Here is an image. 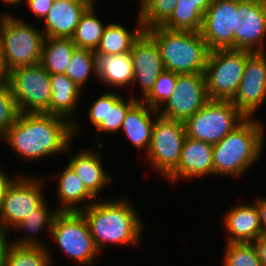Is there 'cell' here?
<instances>
[{
  "instance_id": "obj_1",
  "label": "cell",
  "mask_w": 266,
  "mask_h": 266,
  "mask_svg": "<svg viewBox=\"0 0 266 266\" xmlns=\"http://www.w3.org/2000/svg\"><path fill=\"white\" fill-rule=\"evenodd\" d=\"M19 157L32 162L62 154L73 144V125L65 118L47 113H19L2 140Z\"/></svg>"
},
{
  "instance_id": "obj_2",
  "label": "cell",
  "mask_w": 266,
  "mask_h": 266,
  "mask_svg": "<svg viewBox=\"0 0 266 266\" xmlns=\"http://www.w3.org/2000/svg\"><path fill=\"white\" fill-rule=\"evenodd\" d=\"M131 202L127 197L117 200L98 198L80 211L100 252L111 244L137 247L142 242L145 222Z\"/></svg>"
},
{
  "instance_id": "obj_3",
  "label": "cell",
  "mask_w": 266,
  "mask_h": 266,
  "mask_svg": "<svg viewBox=\"0 0 266 266\" xmlns=\"http://www.w3.org/2000/svg\"><path fill=\"white\" fill-rule=\"evenodd\" d=\"M264 123L245 118L223 140L213 145V176L240 178L264 154ZM244 173V174H243Z\"/></svg>"
},
{
  "instance_id": "obj_4",
  "label": "cell",
  "mask_w": 266,
  "mask_h": 266,
  "mask_svg": "<svg viewBox=\"0 0 266 266\" xmlns=\"http://www.w3.org/2000/svg\"><path fill=\"white\" fill-rule=\"evenodd\" d=\"M156 41L165 70L176 74L204 73L210 50L200 32L146 30Z\"/></svg>"
},
{
  "instance_id": "obj_5",
  "label": "cell",
  "mask_w": 266,
  "mask_h": 266,
  "mask_svg": "<svg viewBox=\"0 0 266 266\" xmlns=\"http://www.w3.org/2000/svg\"><path fill=\"white\" fill-rule=\"evenodd\" d=\"M24 20L0 11V52L7 73L18 67L36 65L41 60L45 35Z\"/></svg>"
},
{
  "instance_id": "obj_6",
  "label": "cell",
  "mask_w": 266,
  "mask_h": 266,
  "mask_svg": "<svg viewBox=\"0 0 266 266\" xmlns=\"http://www.w3.org/2000/svg\"><path fill=\"white\" fill-rule=\"evenodd\" d=\"M16 174L3 194L0 209V233L3 234H9V230L15 228L47 200L44 196V183L47 182L45 177Z\"/></svg>"
},
{
  "instance_id": "obj_7",
  "label": "cell",
  "mask_w": 266,
  "mask_h": 266,
  "mask_svg": "<svg viewBox=\"0 0 266 266\" xmlns=\"http://www.w3.org/2000/svg\"><path fill=\"white\" fill-rule=\"evenodd\" d=\"M62 253L80 266H95L100 251L81 212H59L50 233Z\"/></svg>"
},
{
  "instance_id": "obj_8",
  "label": "cell",
  "mask_w": 266,
  "mask_h": 266,
  "mask_svg": "<svg viewBox=\"0 0 266 266\" xmlns=\"http://www.w3.org/2000/svg\"><path fill=\"white\" fill-rule=\"evenodd\" d=\"M250 53L237 49L210 51L204 71L210 100L231 101L235 97Z\"/></svg>"
},
{
  "instance_id": "obj_9",
  "label": "cell",
  "mask_w": 266,
  "mask_h": 266,
  "mask_svg": "<svg viewBox=\"0 0 266 266\" xmlns=\"http://www.w3.org/2000/svg\"><path fill=\"white\" fill-rule=\"evenodd\" d=\"M245 118L231 101L209 100L184 122L186 135L214 145L223 140Z\"/></svg>"
},
{
  "instance_id": "obj_10",
  "label": "cell",
  "mask_w": 266,
  "mask_h": 266,
  "mask_svg": "<svg viewBox=\"0 0 266 266\" xmlns=\"http://www.w3.org/2000/svg\"><path fill=\"white\" fill-rule=\"evenodd\" d=\"M7 84L19 113L50 114V74L40 63L11 70L8 72Z\"/></svg>"
},
{
  "instance_id": "obj_11",
  "label": "cell",
  "mask_w": 266,
  "mask_h": 266,
  "mask_svg": "<svg viewBox=\"0 0 266 266\" xmlns=\"http://www.w3.org/2000/svg\"><path fill=\"white\" fill-rule=\"evenodd\" d=\"M186 137L184 122L156 118L151 144L144 157L161 178L166 180L176 170Z\"/></svg>"
},
{
  "instance_id": "obj_12",
  "label": "cell",
  "mask_w": 266,
  "mask_h": 266,
  "mask_svg": "<svg viewBox=\"0 0 266 266\" xmlns=\"http://www.w3.org/2000/svg\"><path fill=\"white\" fill-rule=\"evenodd\" d=\"M209 100L204 73L178 74L172 95L157 110L158 115L185 122Z\"/></svg>"
},
{
  "instance_id": "obj_13",
  "label": "cell",
  "mask_w": 266,
  "mask_h": 266,
  "mask_svg": "<svg viewBox=\"0 0 266 266\" xmlns=\"http://www.w3.org/2000/svg\"><path fill=\"white\" fill-rule=\"evenodd\" d=\"M266 0H237L234 49L266 52Z\"/></svg>"
},
{
  "instance_id": "obj_14",
  "label": "cell",
  "mask_w": 266,
  "mask_h": 266,
  "mask_svg": "<svg viewBox=\"0 0 266 266\" xmlns=\"http://www.w3.org/2000/svg\"><path fill=\"white\" fill-rule=\"evenodd\" d=\"M266 100V52L247 56L243 76L231 102L246 117L254 118Z\"/></svg>"
},
{
  "instance_id": "obj_15",
  "label": "cell",
  "mask_w": 266,
  "mask_h": 266,
  "mask_svg": "<svg viewBox=\"0 0 266 266\" xmlns=\"http://www.w3.org/2000/svg\"><path fill=\"white\" fill-rule=\"evenodd\" d=\"M128 93L130 94L128 97L127 95L123 97L124 94H116L110 90L101 93L88 109L87 120L95 128L97 145L103 144V142H99L100 133L116 135L120 132L128 110L139 100L137 93L135 95L133 92Z\"/></svg>"
},
{
  "instance_id": "obj_16",
  "label": "cell",
  "mask_w": 266,
  "mask_h": 266,
  "mask_svg": "<svg viewBox=\"0 0 266 266\" xmlns=\"http://www.w3.org/2000/svg\"><path fill=\"white\" fill-rule=\"evenodd\" d=\"M237 0H212L200 30L210 51L234 49Z\"/></svg>"
},
{
  "instance_id": "obj_17",
  "label": "cell",
  "mask_w": 266,
  "mask_h": 266,
  "mask_svg": "<svg viewBox=\"0 0 266 266\" xmlns=\"http://www.w3.org/2000/svg\"><path fill=\"white\" fill-rule=\"evenodd\" d=\"M130 54L134 71L132 86L138 84L142 92L139 100H143L165 70L164 64L155 39L145 30L135 40Z\"/></svg>"
},
{
  "instance_id": "obj_18",
  "label": "cell",
  "mask_w": 266,
  "mask_h": 266,
  "mask_svg": "<svg viewBox=\"0 0 266 266\" xmlns=\"http://www.w3.org/2000/svg\"><path fill=\"white\" fill-rule=\"evenodd\" d=\"M71 146L72 144L70 143L65 152L70 157L67 164L79 176L87 190L96 199H98L97 197L101 199L98 194L100 195L113 182L112 176H110L108 171L106 172L101 160L100 149L103 148V144L95 146L98 150L91 148L79 149L80 151L77 154L76 152H74L75 154L71 153Z\"/></svg>"
},
{
  "instance_id": "obj_19",
  "label": "cell",
  "mask_w": 266,
  "mask_h": 266,
  "mask_svg": "<svg viewBox=\"0 0 266 266\" xmlns=\"http://www.w3.org/2000/svg\"><path fill=\"white\" fill-rule=\"evenodd\" d=\"M213 176V145L204 141L185 138L179 164L176 170L166 179L168 183L178 180L206 178Z\"/></svg>"
},
{
  "instance_id": "obj_20",
  "label": "cell",
  "mask_w": 266,
  "mask_h": 266,
  "mask_svg": "<svg viewBox=\"0 0 266 266\" xmlns=\"http://www.w3.org/2000/svg\"><path fill=\"white\" fill-rule=\"evenodd\" d=\"M223 221L227 230L225 243H253L261 236L259 211L253 202L235 203L223 215Z\"/></svg>"
},
{
  "instance_id": "obj_21",
  "label": "cell",
  "mask_w": 266,
  "mask_h": 266,
  "mask_svg": "<svg viewBox=\"0 0 266 266\" xmlns=\"http://www.w3.org/2000/svg\"><path fill=\"white\" fill-rule=\"evenodd\" d=\"M89 8L81 0H59L53 2L44 17L41 29L45 38H71L83 13Z\"/></svg>"
},
{
  "instance_id": "obj_22",
  "label": "cell",
  "mask_w": 266,
  "mask_h": 266,
  "mask_svg": "<svg viewBox=\"0 0 266 266\" xmlns=\"http://www.w3.org/2000/svg\"><path fill=\"white\" fill-rule=\"evenodd\" d=\"M49 179L57 180L55 193L60 204L56 208L60 212H80L98 200L68 164L60 172L50 175Z\"/></svg>"
},
{
  "instance_id": "obj_23",
  "label": "cell",
  "mask_w": 266,
  "mask_h": 266,
  "mask_svg": "<svg viewBox=\"0 0 266 266\" xmlns=\"http://www.w3.org/2000/svg\"><path fill=\"white\" fill-rule=\"evenodd\" d=\"M51 81V99L50 114L65 118L73 125V138L76 133H80L81 126L74 112L79 106L81 95H84L82 89L78 87L65 74H50ZM77 120H75V119Z\"/></svg>"
},
{
  "instance_id": "obj_24",
  "label": "cell",
  "mask_w": 266,
  "mask_h": 266,
  "mask_svg": "<svg viewBox=\"0 0 266 266\" xmlns=\"http://www.w3.org/2000/svg\"><path fill=\"white\" fill-rule=\"evenodd\" d=\"M158 111L151 108L142 100H138L127 112L122 123L121 131L133 147L138 150L144 149V155L148 152L153 127Z\"/></svg>"
},
{
  "instance_id": "obj_25",
  "label": "cell",
  "mask_w": 266,
  "mask_h": 266,
  "mask_svg": "<svg viewBox=\"0 0 266 266\" xmlns=\"http://www.w3.org/2000/svg\"><path fill=\"white\" fill-rule=\"evenodd\" d=\"M96 58V74L99 83L101 82L112 89H125L133 82V62L130 52L110 55V54H95Z\"/></svg>"
},
{
  "instance_id": "obj_26",
  "label": "cell",
  "mask_w": 266,
  "mask_h": 266,
  "mask_svg": "<svg viewBox=\"0 0 266 266\" xmlns=\"http://www.w3.org/2000/svg\"><path fill=\"white\" fill-rule=\"evenodd\" d=\"M48 201L46 200L38 209L35 210L32 214L26 217L21 223H19L12 230L22 234L21 237L18 236L13 240H10L12 245L19 247H43L47 248L49 242L41 241L44 239H39L42 230H48V235H50L54 219L56 215L60 212L56 207H49ZM26 232V234H25Z\"/></svg>"
},
{
  "instance_id": "obj_27",
  "label": "cell",
  "mask_w": 266,
  "mask_h": 266,
  "mask_svg": "<svg viewBox=\"0 0 266 266\" xmlns=\"http://www.w3.org/2000/svg\"><path fill=\"white\" fill-rule=\"evenodd\" d=\"M136 20L134 29H128L117 22L107 24L95 54L117 55L130 52L135 40L144 31L139 15Z\"/></svg>"
},
{
  "instance_id": "obj_28",
  "label": "cell",
  "mask_w": 266,
  "mask_h": 266,
  "mask_svg": "<svg viewBox=\"0 0 266 266\" xmlns=\"http://www.w3.org/2000/svg\"><path fill=\"white\" fill-rule=\"evenodd\" d=\"M212 0H177L170 18L162 25L169 30L200 32L204 13Z\"/></svg>"
},
{
  "instance_id": "obj_29",
  "label": "cell",
  "mask_w": 266,
  "mask_h": 266,
  "mask_svg": "<svg viewBox=\"0 0 266 266\" xmlns=\"http://www.w3.org/2000/svg\"><path fill=\"white\" fill-rule=\"evenodd\" d=\"M76 48L71 38H45L40 64L49 74H64Z\"/></svg>"
},
{
  "instance_id": "obj_30",
  "label": "cell",
  "mask_w": 266,
  "mask_h": 266,
  "mask_svg": "<svg viewBox=\"0 0 266 266\" xmlns=\"http://www.w3.org/2000/svg\"><path fill=\"white\" fill-rule=\"evenodd\" d=\"M96 7H89L76 26L72 42L77 48L95 51L100 43L105 25L96 15Z\"/></svg>"
},
{
  "instance_id": "obj_31",
  "label": "cell",
  "mask_w": 266,
  "mask_h": 266,
  "mask_svg": "<svg viewBox=\"0 0 266 266\" xmlns=\"http://www.w3.org/2000/svg\"><path fill=\"white\" fill-rule=\"evenodd\" d=\"M64 74L83 90L90 80V75L97 77L95 52L90 49L76 48Z\"/></svg>"
},
{
  "instance_id": "obj_32",
  "label": "cell",
  "mask_w": 266,
  "mask_h": 266,
  "mask_svg": "<svg viewBox=\"0 0 266 266\" xmlns=\"http://www.w3.org/2000/svg\"><path fill=\"white\" fill-rule=\"evenodd\" d=\"M52 248L19 247L11 245L6 266H53Z\"/></svg>"
},
{
  "instance_id": "obj_33",
  "label": "cell",
  "mask_w": 266,
  "mask_h": 266,
  "mask_svg": "<svg viewBox=\"0 0 266 266\" xmlns=\"http://www.w3.org/2000/svg\"><path fill=\"white\" fill-rule=\"evenodd\" d=\"M177 0H142L139 15L144 30L162 26L172 15Z\"/></svg>"
},
{
  "instance_id": "obj_34",
  "label": "cell",
  "mask_w": 266,
  "mask_h": 266,
  "mask_svg": "<svg viewBox=\"0 0 266 266\" xmlns=\"http://www.w3.org/2000/svg\"><path fill=\"white\" fill-rule=\"evenodd\" d=\"M222 266H262L253 243H226Z\"/></svg>"
},
{
  "instance_id": "obj_35",
  "label": "cell",
  "mask_w": 266,
  "mask_h": 266,
  "mask_svg": "<svg viewBox=\"0 0 266 266\" xmlns=\"http://www.w3.org/2000/svg\"><path fill=\"white\" fill-rule=\"evenodd\" d=\"M177 76L175 72L164 70L156 80L153 89L142 101L158 110L172 95Z\"/></svg>"
},
{
  "instance_id": "obj_36",
  "label": "cell",
  "mask_w": 266,
  "mask_h": 266,
  "mask_svg": "<svg viewBox=\"0 0 266 266\" xmlns=\"http://www.w3.org/2000/svg\"><path fill=\"white\" fill-rule=\"evenodd\" d=\"M19 115L15 99L8 84L0 87V141Z\"/></svg>"
},
{
  "instance_id": "obj_37",
  "label": "cell",
  "mask_w": 266,
  "mask_h": 266,
  "mask_svg": "<svg viewBox=\"0 0 266 266\" xmlns=\"http://www.w3.org/2000/svg\"><path fill=\"white\" fill-rule=\"evenodd\" d=\"M26 6L32 11L33 16L43 20L53 4L52 0H25Z\"/></svg>"
},
{
  "instance_id": "obj_38",
  "label": "cell",
  "mask_w": 266,
  "mask_h": 266,
  "mask_svg": "<svg viewBox=\"0 0 266 266\" xmlns=\"http://www.w3.org/2000/svg\"><path fill=\"white\" fill-rule=\"evenodd\" d=\"M10 235L0 233V266H6V259L11 248Z\"/></svg>"
},
{
  "instance_id": "obj_39",
  "label": "cell",
  "mask_w": 266,
  "mask_h": 266,
  "mask_svg": "<svg viewBox=\"0 0 266 266\" xmlns=\"http://www.w3.org/2000/svg\"><path fill=\"white\" fill-rule=\"evenodd\" d=\"M254 203L259 211L261 235H266V197H257Z\"/></svg>"
},
{
  "instance_id": "obj_40",
  "label": "cell",
  "mask_w": 266,
  "mask_h": 266,
  "mask_svg": "<svg viewBox=\"0 0 266 266\" xmlns=\"http://www.w3.org/2000/svg\"><path fill=\"white\" fill-rule=\"evenodd\" d=\"M262 266H266V235L259 236L253 242Z\"/></svg>"
},
{
  "instance_id": "obj_41",
  "label": "cell",
  "mask_w": 266,
  "mask_h": 266,
  "mask_svg": "<svg viewBox=\"0 0 266 266\" xmlns=\"http://www.w3.org/2000/svg\"><path fill=\"white\" fill-rule=\"evenodd\" d=\"M2 162L0 163V186H7L9 181L13 178L12 176H9L6 174V171L4 170V166L2 165Z\"/></svg>"
},
{
  "instance_id": "obj_42",
  "label": "cell",
  "mask_w": 266,
  "mask_h": 266,
  "mask_svg": "<svg viewBox=\"0 0 266 266\" xmlns=\"http://www.w3.org/2000/svg\"><path fill=\"white\" fill-rule=\"evenodd\" d=\"M7 76L8 73L6 72L3 62H2V55L0 52V87L7 84Z\"/></svg>"
},
{
  "instance_id": "obj_43",
  "label": "cell",
  "mask_w": 266,
  "mask_h": 266,
  "mask_svg": "<svg viewBox=\"0 0 266 266\" xmlns=\"http://www.w3.org/2000/svg\"><path fill=\"white\" fill-rule=\"evenodd\" d=\"M3 1V3H5L6 5L13 7V6H19L23 3V1L25 0H0ZM19 4V5H18Z\"/></svg>"
},
{
  "instance_id": "obj_44",
  "label": "cell",
  "mask_w": 266,
  "mask_h": 266,
  "mask_svg": "<svg viewBox=\"0 0 266 266\" xmlns=\"http://www.w3.org/2000/svg\"><path fill=\"white\" fill-rule=\"evenodd\" d=\"M83 3H85L89 7H96V1L95 0H81Z\"/></svg>"
},
{
  "instance_id": "obj_45",
  "label": "cell",
  "mask_w": 266,
  "mask_h": 266,
  "mask_svg": "<svg viewBox=\"0 0 266 266\" xmlns=\"http://www.w3.org/2000/svg\"><path fill=\"white\" fill-rule=\"evenodd\" d=\"M7 186H0V209L2 205L3 194Z\"/></svg>"
}]
</instances>
